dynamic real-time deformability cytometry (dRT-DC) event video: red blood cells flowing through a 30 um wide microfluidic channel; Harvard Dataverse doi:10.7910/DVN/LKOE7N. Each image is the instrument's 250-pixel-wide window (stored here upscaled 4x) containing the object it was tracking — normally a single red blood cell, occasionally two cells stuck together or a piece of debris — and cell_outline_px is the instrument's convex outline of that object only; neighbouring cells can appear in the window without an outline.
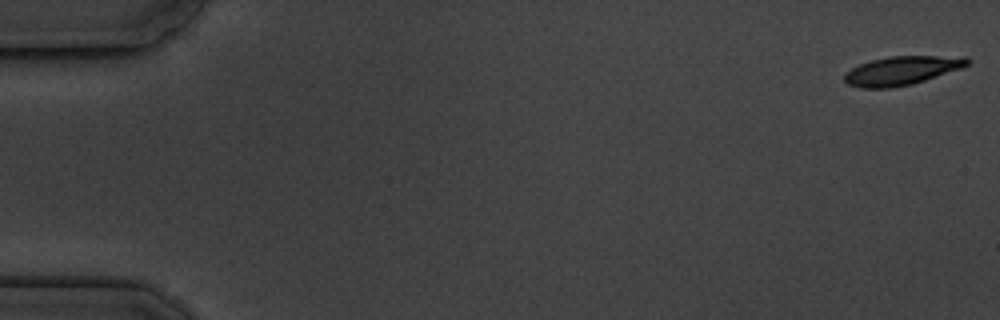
{"species": "common noctule bat (a hibernating species)", "species_latin": "Nyctalus noctula", "temperature_condition": "cold", "stored_images_in_passage": 16, "camera_frame_rate_fps": 3000, "um_per_image_px": 0.085, "animal": {"sex": "male", "body_mass_g": 19.5, "forearm_length_mm": 54.6}, "frame": {"image": 1, "passage_image": 1, "time_ms": 0.0, "image_size_px": [1000, 320], "cell_outline_px": [[968, 64], [960, 68], [912, 84], [892, 88], [860, 88], [848, 84], [844, 80], [844, 76], [852, 68], [860, 64], [872, 60], [888, 56], [968, 56]], "centroid_in_image_um": [76.63, 6.0], "position_along_channel_um": 8.4, "area_um2": 20.35}}
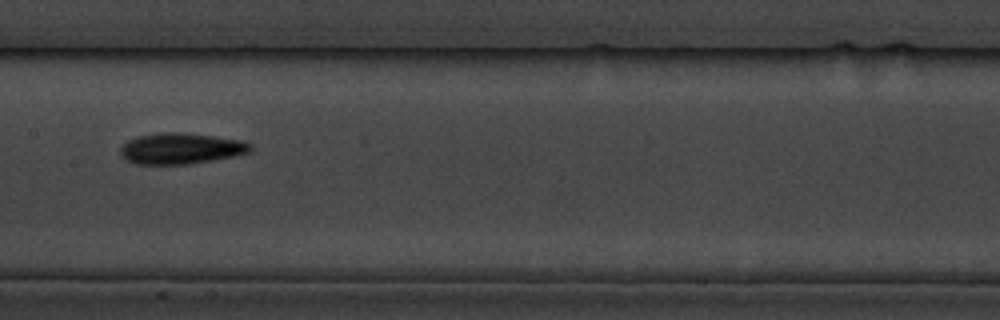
{"frame": {"image": 2, "passage_image": 9, "time_ms": 9.333, "image_size_px": [1000, 320], "cell_outline_px": [[252, 148], [248, 152], [232, 156], [188, 164], [136, 164], [120, 156], [120, 148], [128, 140], [136, 136], [164, 132], [180, 132], [244, 140], [252, 144]], "centroid_in_image_um": [15.35, 12.61], "position_along_channel_um": 192.0, "area_um2": 23.35}}
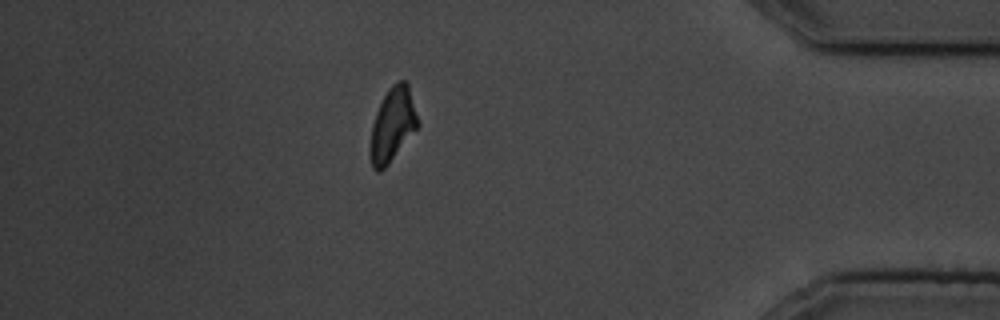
{"frame": {"image": 3, "passage_image": 15, "time_ms": 16.333, "image_size_px": [1000, 320], "cell_outline_px": [[420, 124], [388, 164], [380, 172], [376, 172], [372, 168], [368, 152], [368, 148], [372, 124], [376, 112], [388, 88], [396, 80], [404, 80], [408, 84]], "centroid_in_image_um": [33.33, 10.62], "position_along_channel_um": 401.9, "area_um2": 20.63}, "authors_computed_cell_mechanics": {"area_um2": 21.2415, "velocity_mm_per_s": 3.5388, "shape_relaxation_time_tau1_ms": 2.253, "shape_relaxation_time_tau2_ms": null, "deformation_change_tau1": 0.1311, "deformation_change_tau2": null}}